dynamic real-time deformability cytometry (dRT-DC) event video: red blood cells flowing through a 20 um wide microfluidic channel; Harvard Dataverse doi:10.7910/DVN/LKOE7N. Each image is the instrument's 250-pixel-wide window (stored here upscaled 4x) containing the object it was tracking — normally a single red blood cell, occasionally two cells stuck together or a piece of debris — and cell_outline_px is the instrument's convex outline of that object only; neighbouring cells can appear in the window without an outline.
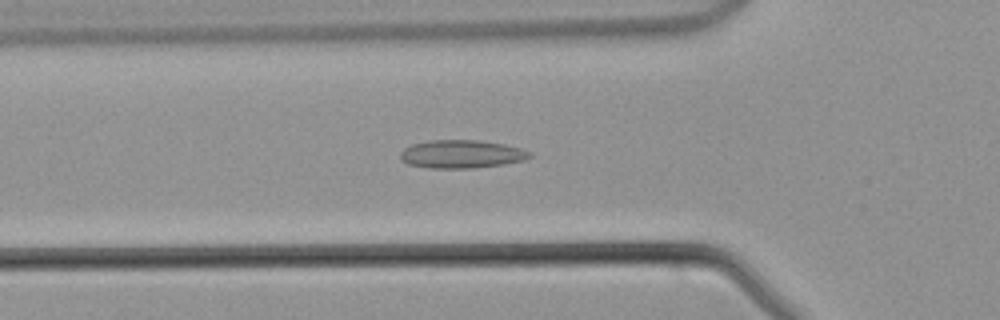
{"species": "common noctule bat (a hibernating species)", "species_latin": "Nyctalus noctula", "temperature_condition": "warm", "stored_images_in_passage": 44, "camera_frame_rate_fps": 3000, "um_per_image_px": 0.085, "animal": {"sex": "male", "body_mass_g": 21.5, "forearm_length_mm": 52.0}, "frame": {"image": 1, "passage_image": 14, "time_ms": 4.333, "image_size_px": [1000, 320], "cell_outline_px": [[532, 156], [524, 160], [504, 164], [472, 168], [428, 168], [408, 164], [400, 160], [400, 152], [404, 148], [412, 144], [428, 140], [480, 140], [504, 144], [520, 148], [532, 152]], "centroid_in_image_um": [39.21, 13.09], "position_along_channel_um": 86.6, "area_um2": 21.39}}
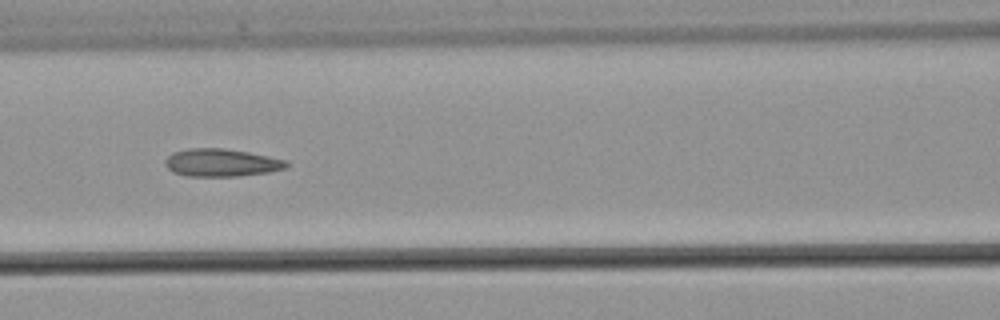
{"frame": {"image": 2, "passage_image": 18, "time_ms": 5.667, "image_size_px": [1000, 320], "cell_outline_px": [[288, 168], [268, 172], [240, 176], [184, 176], [172, 172], [164, 164], [164, 160], [172, 152], [188, 148], [224, 148], [248, 152], [288, 160]], "centroid_in_image_um": [18.8, 13.83], "position_along_channel_um": 147.8, "area_um2": 19.83}}
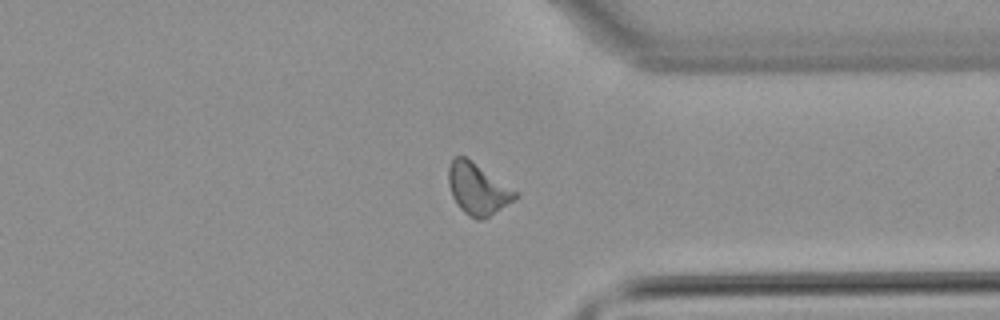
{"frame": {"image": 3, "passage_image": 33, "time_ms": 10.667, "image_size_px": [1000, 320], "cell_outline_px": [[520, 196], [484, 220], [476, 220], [468, 216], [456, 204], [452, 196], [448, 184], [448, 168], [452, 160], [456, 156], [464, 156], [520, 192]], "centroid_in_image_um": [40.62, 16.09], "position_along_channel_um": 370.8, "area_um2": 20.17}}